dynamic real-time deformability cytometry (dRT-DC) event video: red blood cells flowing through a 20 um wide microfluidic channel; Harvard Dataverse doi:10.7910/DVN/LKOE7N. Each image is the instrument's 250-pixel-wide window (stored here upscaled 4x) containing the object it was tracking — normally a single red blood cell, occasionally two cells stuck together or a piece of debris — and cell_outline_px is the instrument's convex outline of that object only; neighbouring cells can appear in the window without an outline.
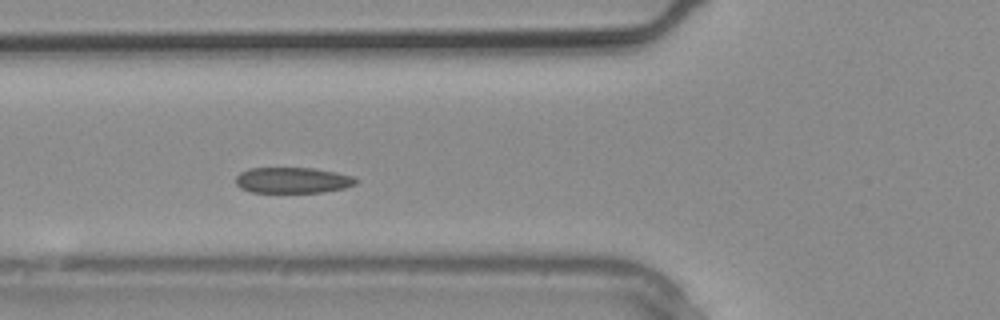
{"species": "common noctule bat (a hibernating species)", "species_latin": "Nyctalus noctula", "temperature_condition": "warm", "stored_images_in_passage": 13, "camera_frame_rate_fps": 3000, "um_per_image_px": 0.085, "animal": {"sex": "male", "body_mass_g": 20.4}, "frame": {"image": 1, "passage_image": 6, "time_ms": 1.667, "image_size_px": [1000, 320], "cell_outline_px": [[360, 180], [356, 184], [344, 188], [320, 192], [252, 192], [240, 188], [236, 184], [236, 176], [240, 172], [248, 168], [312, 168], [336, 172], [352, 176]], "centroid_in_image_um": [24.87, 15.31], "position_along_channel_um": 100.9, "area_um2": 18.09}}